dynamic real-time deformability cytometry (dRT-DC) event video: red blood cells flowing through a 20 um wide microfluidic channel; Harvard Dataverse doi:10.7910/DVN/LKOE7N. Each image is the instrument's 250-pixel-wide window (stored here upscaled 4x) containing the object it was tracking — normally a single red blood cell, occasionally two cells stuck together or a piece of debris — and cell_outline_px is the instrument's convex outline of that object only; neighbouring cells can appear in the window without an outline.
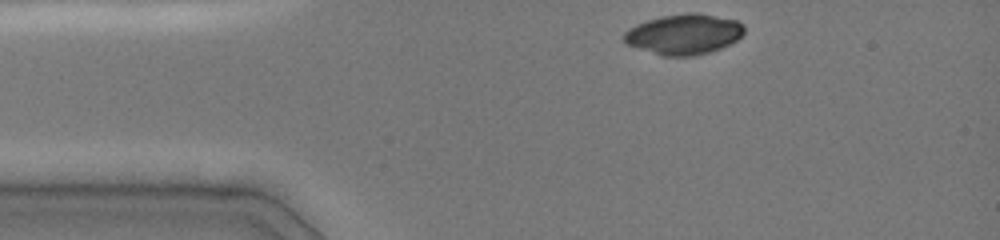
{"species": "common noctule bat (a hibernating species)", "species_latin": "Nyctalus noctula", "temperature_condition": "cold", "stored_images_in_passage": 34, "camera_frame_rate_fps": 3000, "um_per_image_px": 0.085, "animal": {"sex": "female", "body_mass_g": 19.0, "forearm_length_mm": 51.5}, "frame": {"image": 1, "passage_image": 1, "time_ms": 0.0, "image_size_px": [1000, 240], "cell_outline_px": [[744, 32], [736, 40], [720, 48], [696, 56], [660, 56], [624, 44], [624, 32], [628, 28], [636, 24], [660, 16], [688, 12], [696, 12], [736, 20], [744, 24]], "centroid_in_image_um": [58.09, 2.91], "position_along_channel_um": 26.9, "area_um2": 28.5}}
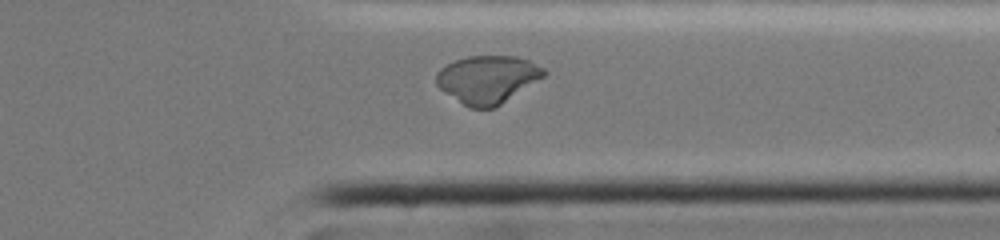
{"frame": {"image": 2, "passage_image": 30, "time_ms": 9.667, "image_size_px": [1000, 240], "cell_outline_px": [[548, 72], [544, 76], [496, 108], [468, 108], [444, 92], [436, 84], [436, 72], [440, 68], [456, 60], [468, 56], [516, 56], [528, 60], [544, 68]], "centroid_in_image_um": [41.43, 6.75], "position_along_channel_um": 370.0, "area_um2": 30.0}}
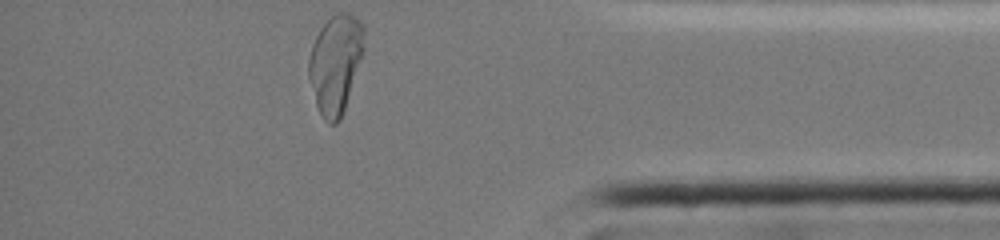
{"frame": {"image": 3, "passage_image": 34, "time_ms": 11.0, "image_size_px": [1000, 240], "cell_outline_px": [[364, 52], [340, 120], [336, 124], [328, 124], [324, 120], [316, 104], [308, 76], [308, 60], [312, 44], [320, 28], [336, 12], [348, 12], [360, 20], [364, 28]], "centroid_in_image_um": [28.52, 5.4], "position_along_channel_um": 406.7, "area_um2": 31.79}}